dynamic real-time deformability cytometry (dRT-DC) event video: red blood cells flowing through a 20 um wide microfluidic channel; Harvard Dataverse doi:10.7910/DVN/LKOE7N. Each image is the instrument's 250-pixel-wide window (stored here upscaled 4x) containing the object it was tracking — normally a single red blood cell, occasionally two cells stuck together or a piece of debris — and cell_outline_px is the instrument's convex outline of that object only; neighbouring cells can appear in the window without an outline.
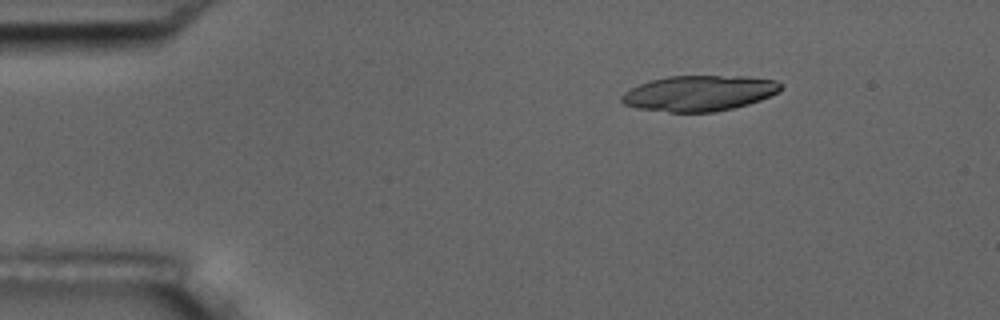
{"species": "common noctule bat (a hibernating species)", "species_latin": "Nyctalus noctula", "temperature_condition": "room temperature", "stored_images_in_passage": 6, "segment_of_instrument_passage": [2, 2], "camera_frame_rate_fps": 3000, "um_per_image_px": 0.085, "animal": {"sex": "male", "body_mass_g": 17.5, "forearm_length_mm": 52.3}, "frame": {"image": 1, "passage_image": 6, "time_ms": 7.0, "image_size_px": [1000, 320], "cell_outline_px": [[784, 84], [780, 92], [760, 100], [748, 104], [732, 108], [712, 112], [668, 112], [636, 108], [624, 104], [620, 100], [620, 96], [624, 92], [640, 84], [652, 80], [668, 76], [748, 76], [776, 80]], "centroid_in_image_um": [59.46, 7.92], "position_along_channel_um": 25.5, "area_um2": 33.12}}